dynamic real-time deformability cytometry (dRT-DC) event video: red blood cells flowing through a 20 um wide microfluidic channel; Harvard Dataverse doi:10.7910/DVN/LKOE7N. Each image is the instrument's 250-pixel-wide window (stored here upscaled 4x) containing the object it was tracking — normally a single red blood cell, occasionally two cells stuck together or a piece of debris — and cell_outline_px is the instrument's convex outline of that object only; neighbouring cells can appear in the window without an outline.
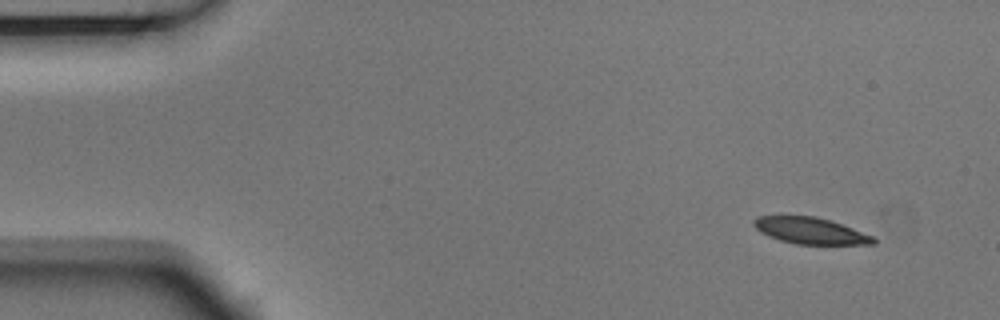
{"species": "Egyptian fruit bat (a non-hibernating species)", "species_latin": "Rousettus aegyptiacus", "temperature_condition": "room temperature", "stored_images_in_passage": 5, "camera_frame_rate_fps": 3000, "um_per_image_px": 0.085, "animal": {"sex": "male"}, "frame": {"image": 1, "passage_image": 1, "time_ms": 0.0, "image_size_px": [1000, 320], "cell_outline_px": [[876, 244], [796, 244], [780, 240], [768, 236], [760, 232], [752, 224], [752, 220], [756, 216], [816, 216], [852, 228], [872, 236], [876, 240]], "centroid_in_image_um": [68.83, 19.61], "position_along_channel_um": 16.2, "area_um2": 18.26}}
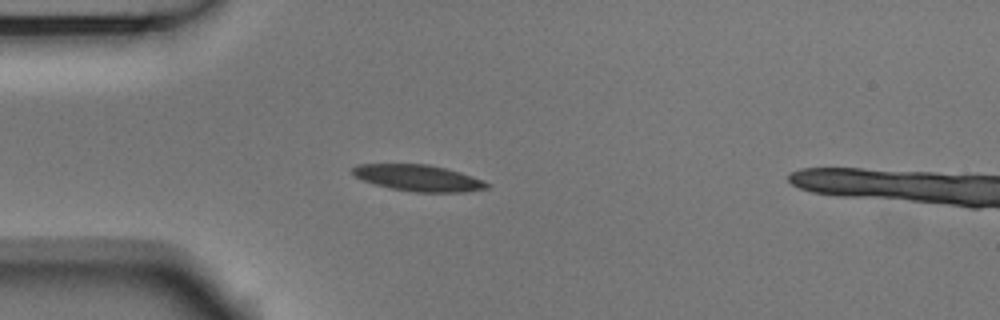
{"frame": {"image": 2, "passage_image": 4, "time_ms": 1.0, "image_size_px": [1000, 320], "cell_outline_px": [[492, 184], [488, 188], [468, 192], [416, 192], [392, 188], [372, 184], [356, 176], [352, 172], [352, 168], [356, 164], [428, 164], [460, 172], [484, 180]], "centroid_in_image_um": [35.6, 15.13], "position_along_channel_um": 49.4, "area_um2": 20.63}}